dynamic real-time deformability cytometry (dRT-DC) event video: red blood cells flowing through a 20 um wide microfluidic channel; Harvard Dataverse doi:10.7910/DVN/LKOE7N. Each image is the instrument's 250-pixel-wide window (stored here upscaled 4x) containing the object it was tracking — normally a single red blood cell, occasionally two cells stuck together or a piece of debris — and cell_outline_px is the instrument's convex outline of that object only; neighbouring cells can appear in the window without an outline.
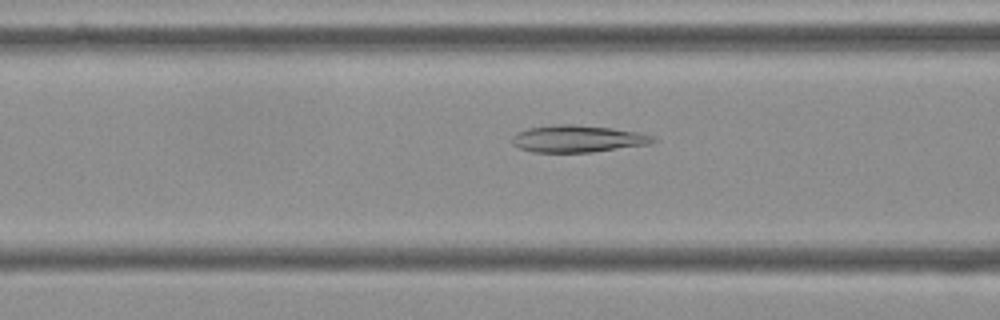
{"species": "Egyptian fruit bat (a non-hibernating species)", "species_latin": "Rousettus aegyptiacus", "temperature_condition": "cold", "stored_images_in_passage": 55, "camera_frame_rate_fps": 3000, "um_per_image_px": 0.085, "frame": {"image": 1, "passage_image": 21, "time_ms": 6.667, "image_size_px": [1000, 320], "cell_outline_px": [[660, 140], [652, 144], [592, 152], [532, 152], [520, 148], [512, 144], [512, 136], [516, 132], [528, 128], [556, 124], [572, 124], [612, 128], [640, 132], [652, 136]], "centroid_in_image_um": [49.14, 11.79], "position_along_channel_um": 117.5, "area_um2": 22.43}}
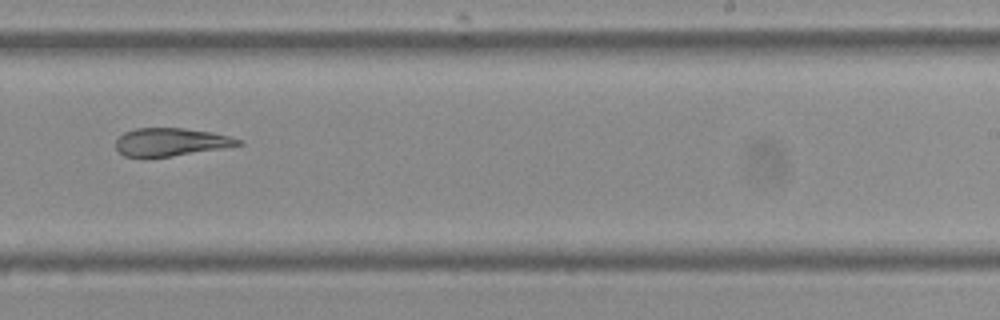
{"frame": {"image": 2, "passage_image": 34, "time_ms": 11.0, "image_size_px": [1000, 320], "cell_outline_px": [[244, 144], [228, 148], [144, 160], [124, 156], [116, 148], [116, 140], [124, 132], [136, 128], [184, 128], [212, 132], [228, 136], [240, 140]], "centroid_in_image_um": [14.5, 12.11], "position_along_channel_um": 274.5, "area_um2": 20.58}}
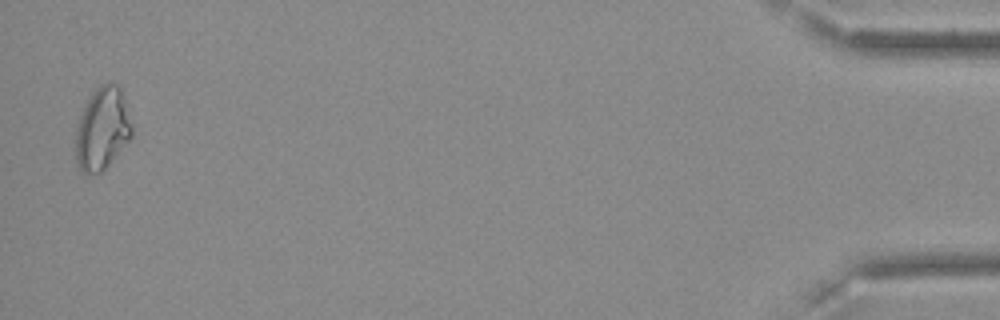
{"frame": {"image": 3, "passage_image": 54, "time_ms": 17.667, "image_size_px": [1000, 320], "cell_outline_px": [[132, 136], [108, 164], [100, 172], [80, 172], [76, 164], [76, 128], [80, 112], [92, 92], [100, 84], [120, 84], [132, 124]], "centroid_in_image_um": [8.68, 10.91], "position_along_channel_um": 426.5, "area_um2": 26.88}, "authors_computed_cell_mechanics": {"area_um2": 23.6402, "velocity_mm_per_s": 3.6212, "shape_relaxation_time_tau1_ms": null, "shape_relaxation_time_tau2_ms": 2.8809, "deformation_change_tau1": null, "deformation_change_tau2": 0.0759}}